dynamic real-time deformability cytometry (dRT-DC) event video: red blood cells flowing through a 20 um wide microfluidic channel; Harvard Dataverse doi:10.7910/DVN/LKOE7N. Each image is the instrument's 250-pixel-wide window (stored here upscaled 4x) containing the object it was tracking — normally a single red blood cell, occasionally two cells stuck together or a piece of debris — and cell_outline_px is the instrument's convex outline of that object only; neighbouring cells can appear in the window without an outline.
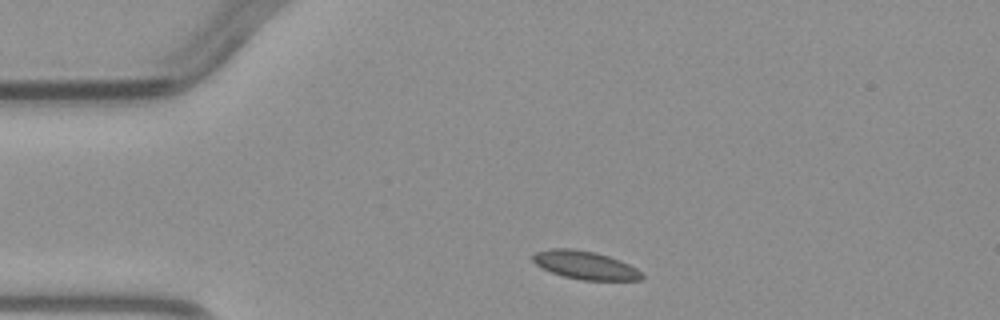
{"species": "common noctule bat (a hibernating species)", "species_latin": "Nyctalus noctula", "temperature_condition": "warm", "stored_images_in_passage": 2, "camera_frame_rate_fps": 3000, "um_per_image_px": 0.085, "animal": {"sex": "male", "body_mass_g": 23.1, "forearm_length_mm": 52.7}, "frame": {"image": 1, "passage_image": 1, "time_ms": 0.0, "image_size_px": [1000, 320], "cell_outline_px": [[644, 276], [640, 280], [584, 280], [564, 276], [540, 268], [532, 260], [532, 256], [536, 252], [552, 248], [572, 248], [596, 252], [620, 260], [636, 268]], "centroid_in_image_um": [49.72, 22.53], "position_along_channel_um": 35.3, "area_um2": 17.86}}